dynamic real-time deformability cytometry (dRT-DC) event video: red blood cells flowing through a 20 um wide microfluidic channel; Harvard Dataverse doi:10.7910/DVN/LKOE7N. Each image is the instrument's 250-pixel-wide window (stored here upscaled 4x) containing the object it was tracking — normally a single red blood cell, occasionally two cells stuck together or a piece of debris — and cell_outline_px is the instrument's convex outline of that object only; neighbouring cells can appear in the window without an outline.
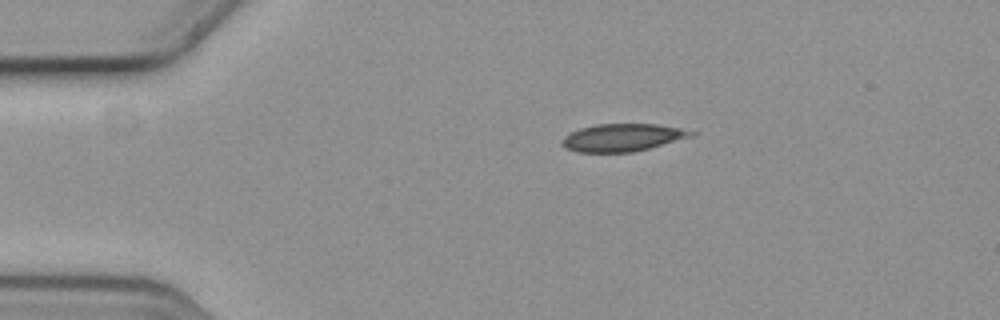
{"species": "common noctule bat (a hibernating species)", "species_latin": "Nyctalus noctula", "temperature_condition": "cold", "stored_images_in_passage": 3, "camera_frame_rate_fps": 3000, "um_per_image_px": 0.085, "animal": {"sex": "female", "body_mass_g": 19.3, "forearm_length_mm": 54.1}, "frame": {"image": 1, "passage_image": 1, "time_ms": 0.0, "image_size_px": [1000, 320], "cell_outline_px": [[700, 132], [696, 136], [632, 152], [576, 152], [564, 148], [560, 144], [560, 140], [568, 132], [580, 128], [596, 124], [656, 124], [680, 128]], "centroid_in_image_um": [52.91, 11.69], "position_along_channel_um": 32.1, "area_um2": 21.1}}